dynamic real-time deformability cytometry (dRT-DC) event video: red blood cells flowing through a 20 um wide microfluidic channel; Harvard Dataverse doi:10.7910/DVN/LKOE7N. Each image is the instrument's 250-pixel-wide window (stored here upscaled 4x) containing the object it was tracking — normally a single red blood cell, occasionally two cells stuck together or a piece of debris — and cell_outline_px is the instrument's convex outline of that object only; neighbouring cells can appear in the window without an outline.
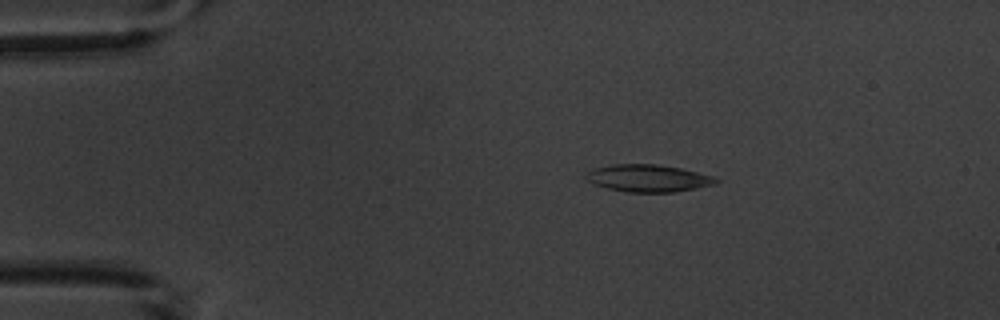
{"species": "common noctule bat (a hibernating species)", "species_latin": "Nyctalus noctula", "temperature_condition": "warm", "stored_images_in_passage": 4, "camera_frame_rate_fps": 3000, "um_per_image_px": 0.085, "animal": {"sex": "male", "body_mass_g": 20.1, "forearm_length_mm": 53.5}, "frame": {"image": 1, "passage_image": 3, "time_ms": 2.667, "image_size_px": [1000, 320], "cell_outline_px": [[720, 180], [716, 184], [676, 192], [628, 192], [608, 188], [596, 184], [588, 180], [584, 176], [584, 172], [592, 168], [612, 164], [656, 164], [680, 168], [712, 176]], "centroid_in_image_um": [55.06, 15.14], "position_along_channel_um": 29.9, "area_um2": 20.63}}